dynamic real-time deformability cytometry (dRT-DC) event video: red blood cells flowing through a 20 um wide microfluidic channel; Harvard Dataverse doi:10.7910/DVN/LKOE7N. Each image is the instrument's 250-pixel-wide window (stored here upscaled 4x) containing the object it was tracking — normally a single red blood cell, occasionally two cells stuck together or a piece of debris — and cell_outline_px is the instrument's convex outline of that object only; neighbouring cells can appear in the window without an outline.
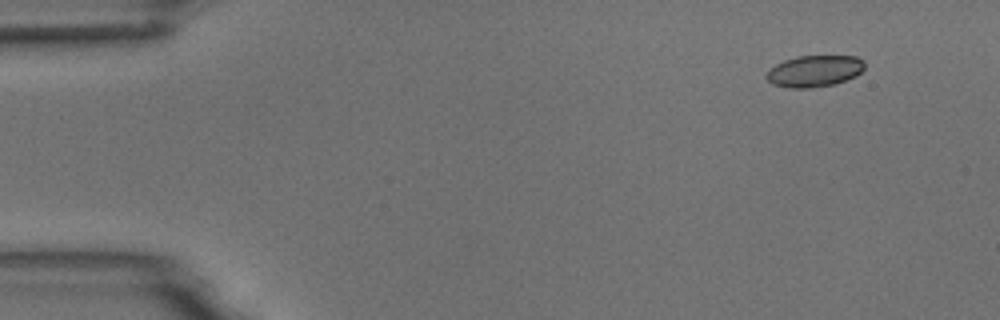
{"species": "common noctule bat (a hibernating species)", "species_latin": "Nyctalus noctula", "temperature_condition": "room temperature", "stored_images_in_passage": 4, "camera_frame_rate_fps": 3000, "um_per_image_px": 0.085, "animal": {"sex": "male", "body_mass_g": 18.8}, "frame": {"image": 1, "passage_image": 1, "time_ms": 0.0, "image_size_px": [1000, 320], "cell_outline_px": [[864, 68], [856, 76], [832, 84], [808, 88], [788, 88], [772, 84], [764, 76], [776, 64], [784, 60], [796, 56], [856, 56], [864, 60]], "centroid_in_image_um": [69.21, 6.03], "position_along_channel_um": 15.8, "area_um2": 17.92}}
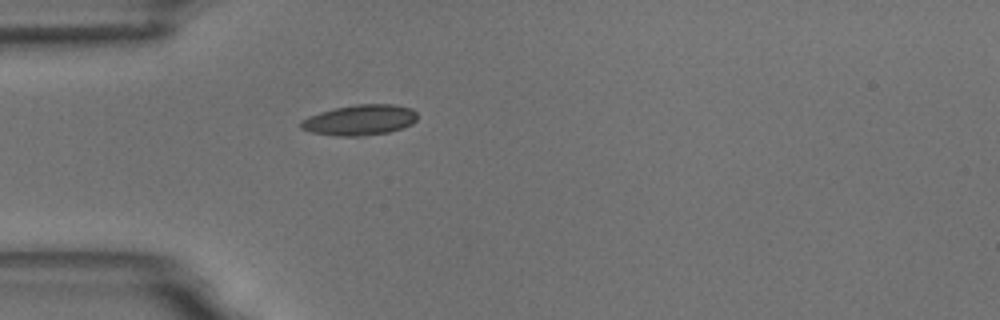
{"frame": {"image": 2, "passage_image": 4, "time_ms": 3.667, "image_size_px": [1000, 320], "cell_outline_px": [[416, 120], [412, 124], [404, 128], [388, 132], [364, 136], [340, 136], [312, 132], [300, 128], [300, 120], [308, 116], [320, 112], [336, 108], [356, 104], [396, 104], [412, 108], [416, 112]], "centroid_in_image_um": [30.61, 10.2], "position_along_channel_um": 54.4, "area_um2": 20.81}}